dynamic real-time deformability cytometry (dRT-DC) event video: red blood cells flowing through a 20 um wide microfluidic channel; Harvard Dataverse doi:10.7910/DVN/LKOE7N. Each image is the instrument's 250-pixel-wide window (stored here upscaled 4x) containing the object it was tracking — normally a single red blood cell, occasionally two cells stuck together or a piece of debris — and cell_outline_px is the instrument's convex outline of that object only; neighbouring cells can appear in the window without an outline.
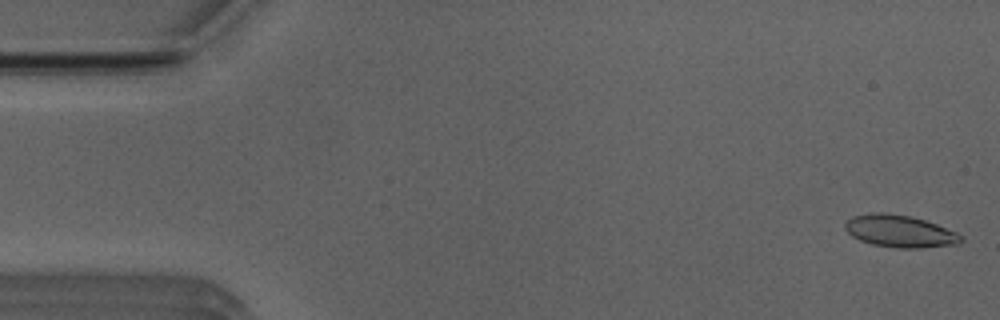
{"species": "Egyptian fruit bat (a non-hibernating species)", "species_latin": "Rousettus aegyptiacus", "temperature_condition": "room temperature", "stored_images_in_passage": 6, "camera_frame_rate_fps": 3000, "um_per_image_px": 0.085, "animal": {"sex": "male"}, "frame": {"image": 1, "passage_image": 1, "time_ms": 0.0, "image_size_px": [1000, 320], "cell_outline_px": [[964, 240], [960, 244], [920, 248], [896, 248], [872, 244], [860, 240], [852, 236], [844, 228], [844, 224], [852, 216], [868, 212], [884, 212], [912, 216], [936, 224], [956, 232], [964, 236]], "centroid_in_image_um": [76.49, 19.65], "position_along_channel_um": 8.5, "area_um2": 22.02}}